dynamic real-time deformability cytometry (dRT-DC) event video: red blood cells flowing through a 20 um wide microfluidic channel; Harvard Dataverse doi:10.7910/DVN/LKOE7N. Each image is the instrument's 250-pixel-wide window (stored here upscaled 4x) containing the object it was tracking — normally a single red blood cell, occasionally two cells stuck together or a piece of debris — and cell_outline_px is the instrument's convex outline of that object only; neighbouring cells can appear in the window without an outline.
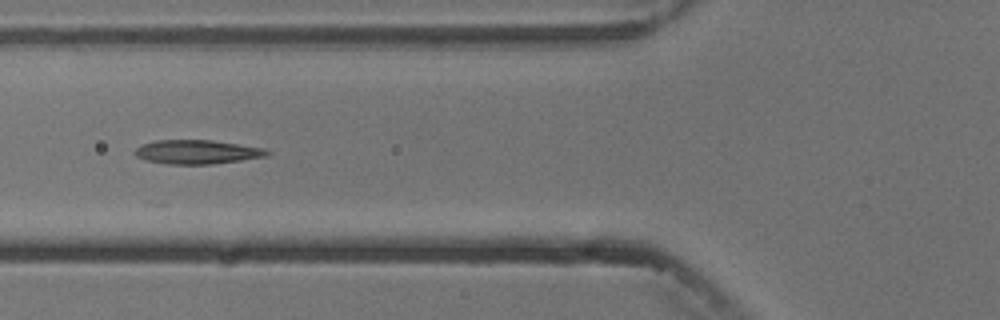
{"species": "common noctule bat (a hibernating species)", "species_latin": "Nyctalus noctula", "temperature_condition": "cold", "stored_images_in_passage": 9, "camera_frame_rate_fps": 3000, "um_per_image_px": 0.085, "animal": {"sex": "male", "body_mass_g": 13.3}, "frame": {"image": 1, "passage_image": 6, "time_ms": 6.0, "image_size_px": [1000, 320], "cell_outline_px": [[272, 152], [268, 156], [212, 164], [168, 164], [144, 160], [136, 156], [132, 152], [136, 148], [144, 144], [156, 140], [212, 140], [264, 148]], "centroid_in_image_um": [16.75, 12.92], "position_along_channel_um": 109.1, "area_um2": 18.5}}
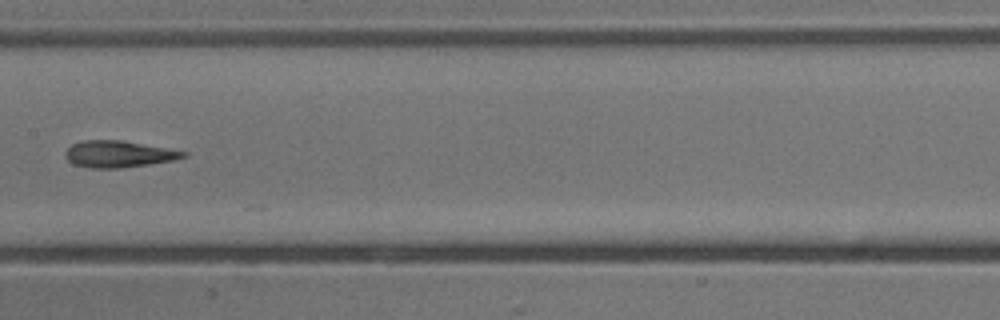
{"frame": {"image": 2, "passage_image": 8, "time_ms": 8.333, "image_size_px": [1000, 320], "cell_outline_px": [[188, 156], [172, 160], [148, 164], [116, 168], [88, 168], [72, 164], [64, 156], [64, 152], [72, 144], [84, 140], [124, 140], [188, 152]], "centroid_in_image_um": [10.04, 13.09], "position_along_channel_um": 197.4, "area_um2": 18.32}}
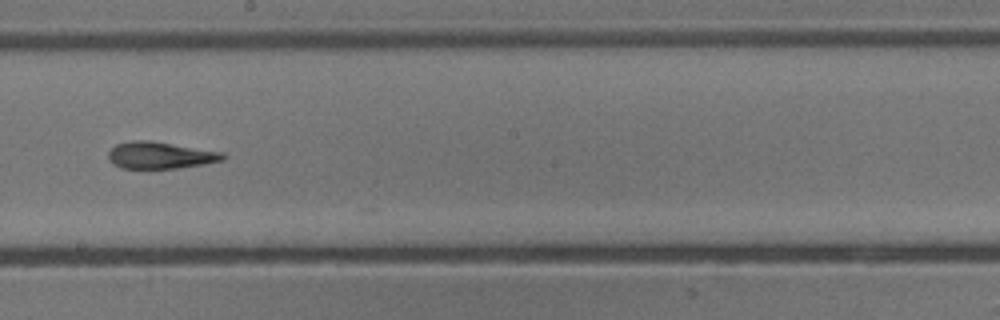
{"frame": {"image": 3, "passage_image": 9, "time_ms": 9.333, "image_size_px": [1000, 320], "cell_outline_px": [[228, 156], [224, 160], [204, 164], [176, 168], [120, 168], [112, 164], [108, 160], [108, 152], [116, 144], [132, 140], [148, 140], [224, 152]], "centroid_in_image_um": [13.62, 13.2], "position_along_channel_um": 234.6, "area_um2": 18.03}}